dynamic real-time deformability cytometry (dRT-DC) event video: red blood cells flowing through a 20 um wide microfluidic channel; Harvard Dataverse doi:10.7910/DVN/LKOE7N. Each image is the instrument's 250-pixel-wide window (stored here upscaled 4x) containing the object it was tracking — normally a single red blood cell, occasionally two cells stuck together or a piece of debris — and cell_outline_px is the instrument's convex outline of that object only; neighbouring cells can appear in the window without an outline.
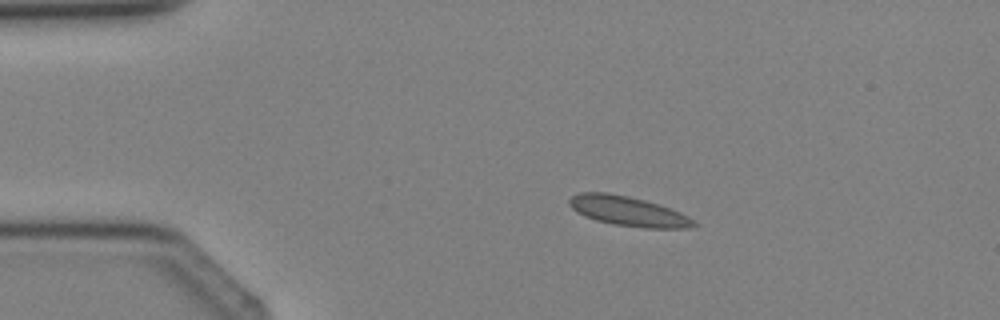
{"species": "Egyptian fruit bat (a non-hibernating species)", "species_latin": "Rousettus aegyptiacus", "temperature_condition": "cold", "stored_images_in_passage": 4, "camera_frame_rate_fps": 3000, "um_per_image_px": 0.085, "animal": {"sex": "female"}, "frame": {"image": 1, "passage_image": 2, "time_ms": 1.0, "image_size_px": [1000, 320], "cell_outline_px": [[696, 224], [688, 228], [644, 228], [612, 224], [596, 220], [576, 212], [568, 204], [568, 200], [572, 196], [580, 192], [604, 192], [628, 196], [644, 200], [680, 212], [688, 216]], "centroid_in_image_um": [53.34, 17.95], "position_along_channel_um": 31.7, "area_um2": 21.27}}